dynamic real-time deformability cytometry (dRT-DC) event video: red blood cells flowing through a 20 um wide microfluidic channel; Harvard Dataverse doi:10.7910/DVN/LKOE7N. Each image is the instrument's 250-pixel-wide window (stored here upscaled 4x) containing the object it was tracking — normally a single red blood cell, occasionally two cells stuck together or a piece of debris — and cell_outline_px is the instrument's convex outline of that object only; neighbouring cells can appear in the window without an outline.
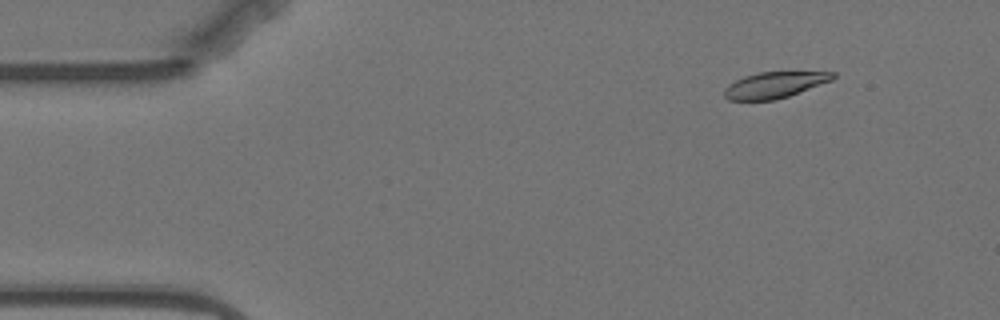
{"species": "Egyptian fruit bat (a non-hibernating species)", "species_latin": "Rousettus aegyptiacus", "temperature_condition": "warm", "stored_images_in_passage": 4, "camera_frame_rate_fps": 3000, "um_per_image_px": 0.085, "animal": {"sex": "female"}, "frame": {"image": 1, "passage_image": 2, "time_ms": 2.0, "image_size_px": [1000, 320], "cell_outline_px": [[836, 76], [832, 80], [788, 96], [776, 100], [728, 100], [724, 96], [724, 88], [728, 84], [744, 76], [756, 72], [836, 72]], "centroid_in_image_um": [65.81, 7.22], "position_along_channel_um": 19.2, "area_um2": 16.47}}
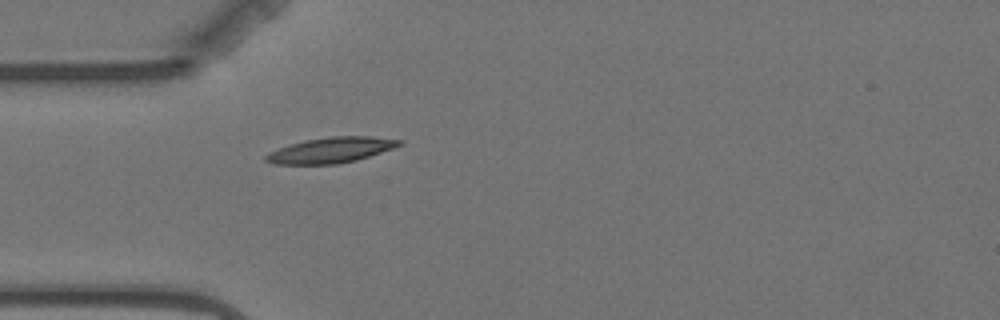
{"frame": {"image": 2, "passage_image": 4, "time_ms": 5.333, "image_size_px": [1000, 320], "cell_outline_px": [[404, 144], [356, 160], [336, 164], [276, 164], [264, 160], [264, 156], [268, 152], [304, 140], [328, 136], [372, 136], [404, 140]], "centroid_in_image_um": [28.15, 12.75], "position_along_channel_um": 56.9, "area_um2": 19.77}}